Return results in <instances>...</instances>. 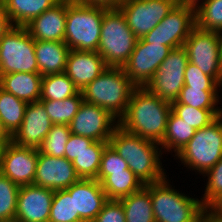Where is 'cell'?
<instances>
[{"instance_id":"obj_1","label":"cell","mask_w":222,"mask_h":222,"mask_svg":"<svg viewBox=\"0 0 222 222\" xmlns=\"http://www.w3.org/2000/svg\"><path fill=\"white\" fill-rule=\"evenodd\" d=\"M171 103L146 87H136L119 126L125 131L160 144L165 136Z\"/></svg>"},{"instance_id":"obj_2","label":"cell","mask_w":222,"mask_h":222,"mask_svg":"<svg viewBox=\"0 0 222 222\" xmlns=\"http://www.w3.org/2000/svg\"><path fill=\"white\" fill-rule=\"evenodd\" d=\"M108 144L127 162L143 185L159 182L167 176L161 162L164 153L160 144L129 133L119 125Z\"/></svg>"},{"instance_id":"obj_3","label":"cell","mask_w":222,"mask_h":222,"mask_svg":"<svg viewBox=\"0 0 222 222\" xmlns=\"http://www.w3.org/2000/svg\"><path fill=\"white\" fill-rule=\"evenodd\" d=\"M136 87L122 67H107L81 92L85 102L100 106L119 121Z\"/></svg>"},{"instance_id":"obj_4","label":"cell","mask_w":222,"mask_h":222,"mask_svg":"<svg viewBox=\"0 0 222 222\" xmlns=\"http://www.w3.org/2000/svg\"><path fill=\"white\" fill-rule=\"evenodd\" d=\"M166 176L150 184L155 222H201L204 205L199 198L180 193Z\"/></svg>"},{"instance_id":"obj_5","label":"cell","mask_w":222,"mask_h":222,"mask_svg":"<svg viewBox=\"0 0 222 222\" xmlns=\"http://www.w3.org/2000/svg\"><path fill=\"white\" fill-rule=\"evenodd\" d=\"M106 7L67 0L64 42L70 50L97 52Z\"/></svg>"},{"instance_id":"obj_6","label":"cell","mask_w":222,"mask_h":222,"mask_svg":"<svg viewBox=\"0 0 222 222\" xmlns=\"http://www.w3.org/2000/svg\"><path fill=\"white\" fill-rule=\"evenodd\" d=\"M137 40L118 8H107L104 11L97 52L107 67H123L129 60Z\"/></svg>"},{"instance_id":"obj_7","label":"cell","mask_w":222,"mask_h":222,"mask_svg":"<svg viewBox=\"0 0 222 222\" xmlns=\"http://www.w3.org/2000/svg\"><path fill=\"white\" fill-rule=\"evenodd\" d=\"M173 156L188 170L204 175L222 158V115L196 130L191 140Z\"/></svg>"},{"instance_id":"obj_8","label":"cell","mask_w":222,"mask_h":222,"mask_svg":"<svg viewBox=\"0 0 222 222\" xmlns=\"http://www.w3.org/2000/svg\"><path fill=\"white\" fill-rule=\"evenodd\" d=\"M0 72L39 73L35 40L25 26H12L0 40Z\"/></svg>"},{"instance_id":"obj_9","label":"cell","mask_w":222,"mask_h":222,"mask_svg":"<svg viewBox=\"0 0 222 222\" xmlns=\"http://www.w3.org/2000/svg\"><path fill=\"white\" fill-rule=\"evenodd\" d=\"M188 60L222 86V52L219 32L195 26L184 46Z\"/></svg>"},{"instance_id":"obj_10","label":"cell","mask_w":222,"mask_h":222,"mask_svg":"<svg viewBox=\"0 0 222 222\" xmlns=\"http://www.w3.org/2000/svg\"><path fill=\"white\" fill-rule=\"evenodd\" d=\"M188 54L184 47L172 49L145 86L150 92L170 103L176 101L184 86Z\"/></svg>"},{"instance_id":"obj_11","label":"cell","mask_w":222,"mask_h":222,"mask_svg":"<svg viewBox=\"0 0 222 222\" xmlns=\"http://www.w3.org/2000/svg\"><path fill=\"white\" fill-rule=\"evenodd\" d=\"M195 26V9L177 3L142 39L149 44L157 43L176 49L184 46L185 40Z\"/></svg>"},{"instance_id":"obj_12","label":"cell","mask_w":222,"mask_h":222,"mask_svg":"<svg viewBox=\"0 0 222 222\" xmlns=\"http://www.w3.org/2000/svg\"><path fill=\"white\" fill-rule=\"evenodd\" d=\"M177 0H124L118 9L137 38L153 30L173 9Z\"/></svg>"},{"instance_id":"obj_13","label":"cell","mask_w":222,"mask_h":222,"mask_svg":"<svg viewBox=\"0 0 222 222\" xmlns=\"http://www.w3.org/2000/svg\"><path fill=\"white\" fill-rule=\"evenodd\" d=\"M172 49L157 43L149 44L138 38L129 60L122 68L137 87H145Z\"/></svg>"},{"instance_id":"obj_14","label":"cell","mask_w":222,"mask_h":222,"mask_svg":"<svg viewBox=\"0 0 222 222\" xmlns=\"http://www.w3.org/2000/svg\"><path fill=\"white\" fill-rule=\"evenodd\" d=\"M118 125L119 121L107 110L83 101L68 126L71 134L84 136L94 141L109 142Z\"/></svg>"},{"instance_id":"obj_15","label":"cell","mask_w":222,"mask_h":222,"mask_svg":"<svg viewBox=\"0 0 222 222\" xmlns=\"http://www.w3.org/2000/svg\"><path fill=\"white\" fill-rule=\"evenodd\" d=\"M38 155V149L20 146L12 141L4 147L0 173L19 186L32 185Z\"/></svg>"},{"instance_id":"obj_16","label":"cell","mask_w":222,"mask_h":222,"mask_svg":"<svg viewBox=\"0 0 222 222\" xmlns=\"http://www.w3.org/2000/svg\"><path fill=\"white\" fill-rule=\"evenodd\" d=\"M73 163L65 157H54L39 151L33 185L52 190L67 189L77 182Z\"/></svg>"},{"instance_id":"obj_17","label":"cell","mask_w":222,"mask_h":222,"mask_svg":"<svg viewBox=\"0 0 222 222\" xmlns=\"http://www.w3.org/2000/svg\"><path fill=\"white\" fill-rule=\"evenodd\" d=\"M52 126L53 122L40 101L28 103L21 126L12 136V141L20 146L39 149Z\"/></svg>"},{"instance_id":"obj_18","label":"cell","mask_w":222,"mask_h":222,"mask_svg":"<svg viewBox=\"0 0 222 222\" xmlns=\"http://www.w3.org/2000/svg\"><path fill=\"white\" fill-rule=\"evenodd\" d=\"M53 195L49 188L20 186L15 216L23 222H49Z\"/></svg>"},{"instance_id":"obj_19","label":"cell","mask_w":222,"mask_h":222,"mask_svg":"<svg viewBox=\"0 0 222 222\" xmlns=\"http://www.w3.org/2000/svg\"><path fill=\"white\" fill-rule=\"evenodd\" d=\"M74 195L75 214L84 222H92L101 212L108 198L96 179H82L66 189Z\"/></svg>"},{"instance_id":"obj_20","label":"cell","mask_w":222,"mask_h":222,"mask_svg":"<svg viewBox=\"0 0 222 222\" xmlns=\"http://www.w3.org/2000/svg\"><path fill=\"white\" fill-rule=\"evenodd\" d=\"M66 16L67 0H61L33 18L25 27L34 40L64 42Z\"/></svg>"},{"instance_id":"obj_21","label":"cell","mask_w":222,"mask_h":222,"mask_svg":"<svg viewBox=\"0 0 222 222\" xmlns=\"http://www.w3.org/2000/svg\"><path fill=\"white\" fill-rule=\"evenodd\" d=\"M107 68L98 52L70 50L65 73L82 91Z\"/></svg>"},{"instance_id":"obj_22","label":"cell","mask_w":222,"mask_h":222,"mask_svg":"<svg viewBox=\"0 0 222 222\" xmlns=\"http://www.w3.org/2000/svg\"><path fill=\"white\" fill-rule=\"evenodd\" d=\"M70 48L65 42L35 40V57L42 76L65 72Z\"/></svg>"},{"instance_id":"obj_23","label":"cell","mask_w":222,"mask_h":222,"mask_svg":"<svg viewBox=\"0 0 222 222\" xmlns=\"http://www.w3.org/2000/svg\"><path fill=\"white\" fill-rule=\"evenodd\" d=\"M40 73L16 72L2 75V89L27 103L38 102L41 96Z\"/></svg>"},{"instance_id":"obj_24","label":"cell","mask_w":222,"mask_h":222,"mask_svg":"<svg viewBox=\"0 0 222 222\" xmlns=\"http://www.w3.org/2000/svg\"><path fill=\"white\" fill-rule=\"evenodd\" d=\"M61 0H3L13 26H25L33 18L52 8Z\"/></svg>"},{"instance_id":"obj_25","label":"cell","mask_w":222,"mask_h":222,"mask_svg":"<svg viewBox=\"0 0 222 222\" xmlns=\"http://www.w3.org/2000/svg\"><path fill=\"white\" fill-rule=\"evenodd\" d=\"M123 206L126 222H155L150 184L144 185L139 191L119 199Z\"/></svg>"},{"instance_id":"obj_26","label":"cell","mask_w":222,"mask_h":222,"mask_svg":"<svg viewBox=\"0 0 222 222\" xmlns=\"http://www.w3.org/2000/svg\"><path fill=\"white\" fill-rule=\"evenodd\" d=\"M196 130L176 116L172 111L169 114L165 136L160 143L163 152H173L176 155L195 135Z\"/></svg>"},{"instance_id":"obj_27","label":"cell","mask_w":222,"mask_h":222,"mask_svg":"<svg viewBox=\"0 0 222 222\" xmlns=\"http://www.w3.org/2000/svg\"><path fill=\"white\" fill-rule=\"evenodd\" d=\"M101 185L108 200H119L139 191L144 186L129 168L124 172L108 175Z\"/></svg>"},{"instance_id":"obj_28","label":"cell","mask_w":222,"mask_h":222,"mask_svg":"<svg viewBox=\"0 0 222 222\" xmlns=\"http://www.w3.org/2000/svg\"><path fill=\"white\" fill-rule=\"evenodd\" d=\"M27 104L10 92L0 89V119L12 136L21 126Z\"/></svg>"},{"instance_id":"obj_29","label":"cell","mask_w":222,"mask_h":222,"mask_svg":"<svg viewBox=\"0 0 222 222\" xmlns=\"http://www.w3.org/2000/svg\"><path fill=\"white\" fill-rule=\"evenodd\" d=\"M78 92L79 89L65 72L42 77L40 100H64Z\"/></svg>"},{"instance_id":"obj_30","label":"cell","mask_w":222,"mask_h":222,"mask_svg":"<svg viewBox=\"0 0 222 222\" xmlns=\"http://www.w3.org/2000/svg\"><path fill=\"white\" fill-rule=\"evenodd\" d=\"M45 107L53 124L69 125L74 116L77 114L83 100L82 92L79 91L64 100H39Z\"/></svg>"},{"instance_id":"obj_31","label":"cell","mask_w":222,"mask_h":222,"mask_svg":"<svg viewBox=\"0 0 222 222\" xmlns=\"http://www.w3.org/2000/svg\"><path fill=\"white\" fill-rule=\"evenodd\" d=\"M108 142L94 141L72 162L76 174L82 179H96L101 156Z\"/></svg>"},{"instance_id":"obj_32","label":"cell","mask_w":222,"mask_h":222,"mask_svg":"<svg viewBox=\"0 0 222 222\" xmlns=\"http://www.w3.org/2000/svg\"><path fill=\"white\" fill-rule=\"evenodd\" d=\"M219 93L220 90H202V88H191L184 85L178 99L171 104H186L193 108L222 110L220 106L218 107L222 98Z\"/></svg>"},{"instance_id":"obj_33","label":"cell","mask_w":222,"mask_h":222,"mask_svg":"<svg viewBox=\"0 0 222 222\" xmlns=\"http://www.w3.org/2000/svg\"><path fill=\"white\" fill-rule=\"evenodd\" d=\"M49 222H84L75 214L74 195L66 189L54 190Z\"/></svg>"},{"instance_id":"obj_34","label":"cell","mask_w":222,"mask_h":222,"mask_svg":"<svg viewBox=\"0 0 222 222\" xmlns=\"http://www.w3.org/2000/svg\"><path fill=\"white\" fill-rule=\"evenodd\" d=\"M171 111L195 130L204 128L222 115V110L193 108L186 104H171Z\"/></svg>"},{"instance_id":"obj_35","label":"cell","mask_w":222,"mask_h":222,"mask_svg":"<svg viewBox=\"0 0 222 222\" xmlns=\"http://www.w3.org/2000/svg\"><path fill=\"white\" fill-rule=\"evenodd\" d=\"M196 26L203 30L222 31V0H207L195 10Z\"/></svg>"},{"instance_id":"obj_36","label":"cell","mask_w":222,"mask_h":222,"mask_svg":"<svg viewBox=\"0 0 222 222\" xmlns=\"http://www.w3.org/2000/svg\"><path fill=\"white\" fill-rule=\"evenodd\" d=\"M70 135L71 132L68 125L53 124L38 150L41 153L57 158L65 157L66 143Z\"/></svg>"},{"instance_id":"obj_37","label":"cell","mask_w":222,"mask_h":222,"mask_svg":"<svg viewBox=\"0 0 222 222\" xmlns=\"http://www.w3.org/2000/svg\"><path fill=\"white\" fill-rule=\"evenodd\" d=\"M19 188L0 173V220L15 216Z\"/></svg>"},{"instance_id":"obj_38","label":"cell","mask_w":222,"mask_h":222,"mask_svg":"<svg viewBox=\"0 0 222 222\" xmlns=\"http://www.w3.org/2000/svg\"><path fill=\"white\" fill-rule=\"evenodd\" d=\"M126 169L127 162L108 144L103 150L96 180L101 183L108 175L124 172Z\"/></svg>"},{"instance_id":"obj_39","label":"cell","mask_w":222,"mask_h":222,"mask_svg":"<svg viewBox=\"0 0 222 222\" xmlns=\"http://www.w3.org/2000/svg\"><path fill=\"white\" fill-rule=\"evenodd\" d=\"M184 85L191 88H202V90L221 89L222 91V86L212 76L203 73L196 65L190 62L187 63L185 69Z\"/></svg>"},{"instance_id":"obj_40","label":"cell","mask_w":222,"mask_h":222,"mask_svg":"<svg viewBox=\"0 0 222 222\" xmlns=\"http://www.w3.org/2000/svg\"><path fill=\"white\" fill-rule=\"evenodd\" d=\"M203 177H207V183L201 201L206 207L217 195L222 193V158L209 169Z\"/></svg>"},{"instance_id":"obj_41","label":"cell","mask_w":222,"mask_h":222,"mask_svg":"<svg viewBox=\"0 0 222 222\" xmlns=\"http://www.w3.org/2000/svg\"><path fill=\"white\" fill-rule=\"evenodd\" d=\"M92 222H126L121 202L119 200H108Z\"/></svg>"},{"instance_id":"obj_42","label":"cell","mask_w":222,"mask_h":222,"mask_svg":"<svg viewBox=\"0 0 222 222\" xmlns=\"http://www.w3.org/2000/svg\"><path fill=\"white\" fill-rule=\"evenodd\" d=\"M93 142L94 140L90 138L71 134L66 143L65 158L73 162L78 155L85 151Z\"/></svg>"},{"instance_id":"obj_43","label":"cell","mask_w":222,"mask_h":222,"mask_svg":"<svg viewBox=\"0 0 222 222\" xmlns=\"http://www.w3.org/2000/svg\"><path fill=\"white\" fill-rule=\"evenodd\" d=\"M12 23L8 18L3 2H0V40L12 28Z\"/></svg>"},{"instance_id":"obj_44","label":"cell","mask_w":222,"mask_h":222,"mask_svg":"<svg viewBox=\"0 0 222 222\" xmlns=\"http://www.w3.org/2000/svg\"><path fill=\"white\" fill-rule=\"evenodd\" d=\"M87 5L102 6L106 8H118L124 0H75Z\"/></svg>"},{"instance_id":"obj_45","label":"cell","mask_w":222,"mask_h":222,"mask_svg":"<svg viewBox=\"0 0 222 222\" xmlns=\"http://www.w3.org/2000/svg\"><path fill=\"white\" fill-rule=\"evenodd\" d=\"M207 207L216 215L222 216V193L217 195Z\"/></svg>"},{"instance_id":"obj_46","label":"cell","mask_w":222,"mask_h":222,"mask_svg":"<svg viewBox=\"0 0 222 222\" xmlns=\"http://www.w3.org/2000/svg\"><path fill=\"white\" fill-rule=\"evenodd\" d=\"M201 222H222V216L214 214L207 206L204 207Z\"/></svg>"},{"instance_id":"obj_47","label":"cell","mask_w":222,"mask_h":222,"mask_svg":"<svg viewBox=\"0 0 222 222\" xmlns=\"http://www.w3.org/2000/svg\"><path fill=\"white\" fill-rule=\"evenodd\" d=\"M12 142V135L5 128L3 121L0 119V145H8Z\"/></svg>"},{"instance_id":"obj_48","label":"cell","mask_w":222,"mask_h":222,"mask_svg":"<svg viewBox=\"0 0 222 222\" xmlns=\"http://www.w3.org/2000/svg\"><path fill=\"white\" fill-rule=\"evenodd\" d=\"M206 1L207 0H177V3L185 5L187 7H191L196 10L201 5V3H204Z\"/></svg>"},{"instance_id":"obj_49","label":"cell","mask_w":222,"mask_h":222,"mask_svg":"<svg viewBox=\"0 0 222 222\" xmlns=\"http://www.w3.org/2000/svg\"><path fill=\"white\" fill-rule=\"evenodd\" d=\"M0 222H23L20 218L14 216L11 218H5L3 220H0Z\"/></svg>"},{"instance_id":"obj_50","label":"cell","mask_w":222,"mask_h":222,"mask_svg":"<svg viewBox=\"0 0 222 222\" xmlns=\"http://www.w3.org/2000/svg\"><path fill=\"white\" fill-rule=\"evenodd\" d=\"M5 146L6 145H0V166H1L2 154H3V150Z\"/></svg>"},{"instance_id":"obj_51","label":"cell","mask_w":222,"mask_h":222,"mask_svg":"<svg viewBox=\"0 0 222 222\" xmlns=\"http://www.w3.org/2000/svg\"><path fill=\"white\" fill-rule=\"evenodd\" d=\"M219 36H220V39H221V52H222V31L219 32Z\"/></svg>"},{"instance_id":"obj_52","label":"cell","mask_w":222,"mask_h":222,"mask_svg":"<svg viewBox=\"0 0 222 222\" xmlns=\"http://www.w3.org/2000/svg\"><path fill=\"white\" fill-rule=\"evenodd\" d=\"M2 88V75H1V72H0V89Z\"/></svg>"}]
</instances>
